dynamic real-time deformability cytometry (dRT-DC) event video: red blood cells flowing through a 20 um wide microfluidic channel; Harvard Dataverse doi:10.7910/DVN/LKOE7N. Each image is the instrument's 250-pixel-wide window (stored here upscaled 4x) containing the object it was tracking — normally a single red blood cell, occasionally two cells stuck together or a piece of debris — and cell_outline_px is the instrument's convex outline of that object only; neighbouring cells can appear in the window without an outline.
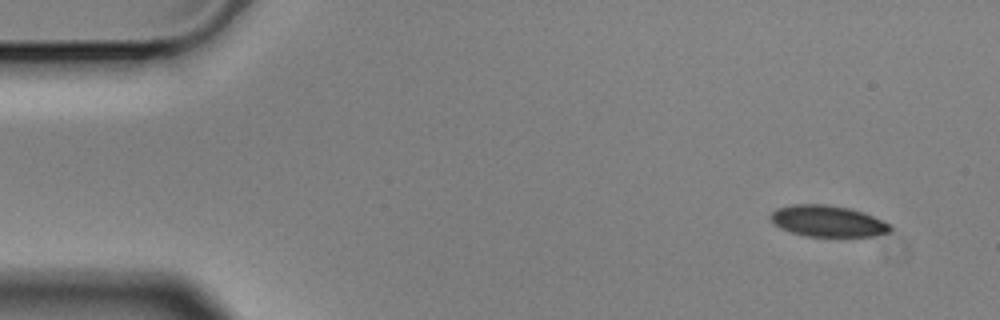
{"species": "Egyptian fruit bat (a non-hibernating species)", "species_latin": "Rousettus aegyptiacus", "temperature_condition": "cold", "stored_images_in_passage": 5, "camera_frame_rate_fps": 3000, "um_per_image_px": 0.085, "animal": {"sex": "male"}, "frame": {"image": 1, "passage_image": 1, "time_ms": 0.0, "image_size_px": [1000, 320], "cell_outline_px": [[892, 228], [888, 232], [872, 236], [804, 236], [780, 228], [768, 216], [776, 208], [792, 204], [824, 204], [852, 208], [864, 212], [888, 224]], "centroid_in_image_um": [70.31, 18.78], "position_along_channel_um": 14.7, "area_um2": 21.68}}
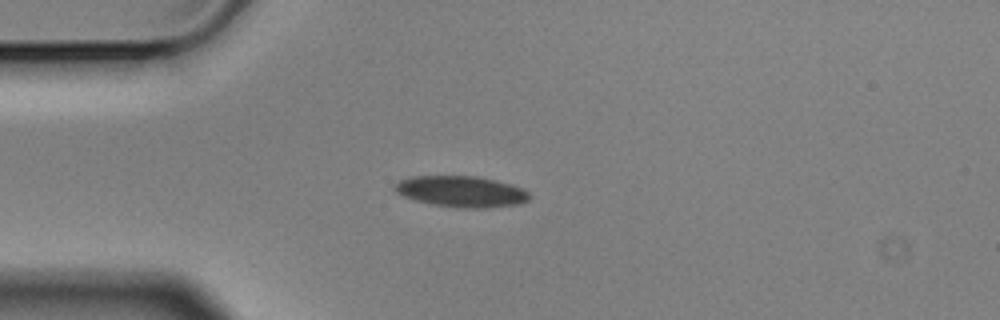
{"frame": {"image": 2, "passage_image": 4, "time_ms": 1.0, "image_size_px": [1000, 320], "cell_outline_px": [[532, 196], [528, 200], [520, 204], [484, 208], [456, 208], [432, 204], [416, 200], [404, 196], [396, 192], [396, 184], [400, 180], [412, 176], [476, 176], [508, 184], [520, 188], [528, 192]], "centroid_in_image_um": [39.22, 16.29], "position_along_channel_um": 45.8, "area_um2": 24.1}}
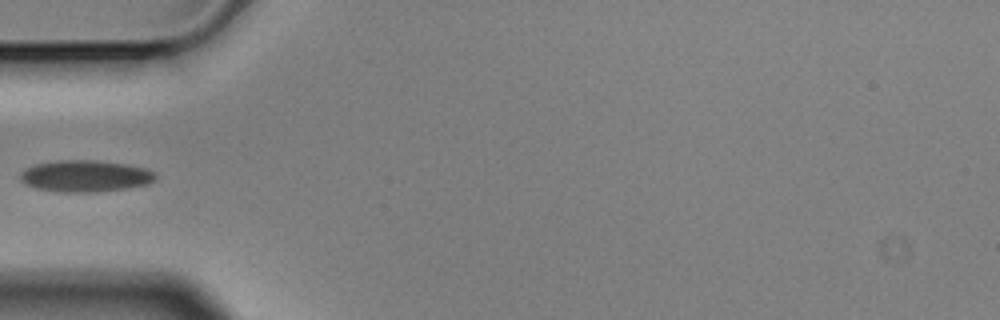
{"frame": {"image": 3, "passage_image": 5, "time_ms": 1.333, "image_size_px": [1000, 320], "cell_outline_px": [[156, 180], [148, 184], [128, 188], [96, 192], [56, 192], [36, 188], [24, 184], [20, 180], [20, 172], [24, 168], [36, 164], [56, 160], [96, 160], [128, 164], [148, 168], [156, 172]], "centroid_in_image_um": [7.26, 14.96], "position_along_channel_um": 77.7, "area_um2": 25.43}}